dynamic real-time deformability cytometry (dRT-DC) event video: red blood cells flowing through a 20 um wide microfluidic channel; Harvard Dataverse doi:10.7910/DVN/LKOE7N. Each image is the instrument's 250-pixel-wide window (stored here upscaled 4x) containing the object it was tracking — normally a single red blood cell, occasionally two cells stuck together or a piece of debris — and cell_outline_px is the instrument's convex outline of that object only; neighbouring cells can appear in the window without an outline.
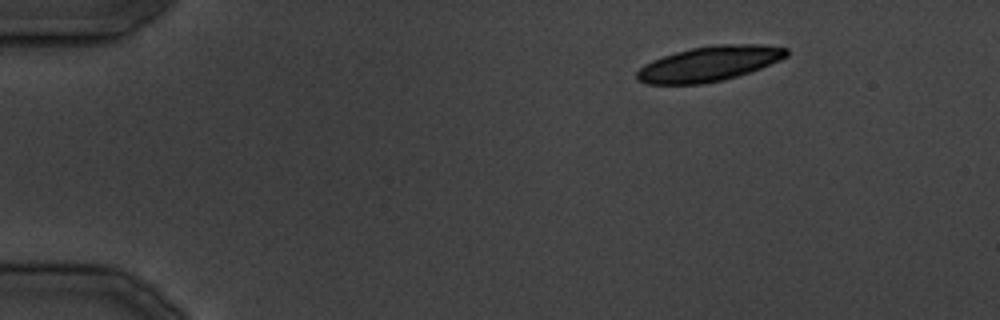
{"species": "common noctule bat (a hibernating species)", "species_latin": "Nyctalus noctula", "temperature_condition": "cold", "stored_images_in_passage": 31, "camera_frame_rate_fps": 3000, "um_per_image_px": 0.085, "animal": {"sex": "male", "body_mass_g": 19.5, "forearm_length_mm": 54.6}, "frame": {"image": 1, "passage_image": 1, "time_ms": 0.0, "image_size_px": [1000, 320], "cell_outline_px": [[788, 56], [780, 60], [760, 68], [724, 80], [700, 84], [644, 84], [636, 80], [636, 72], [644, 64], [652, 60], [676, 52], [692, 48], [712, 44], [760, 44], [788, 48]], "centroid_in_image_um": [60.27, 5.41], "position_along_channel_um": 24.7, "area_um2": 30.58}}
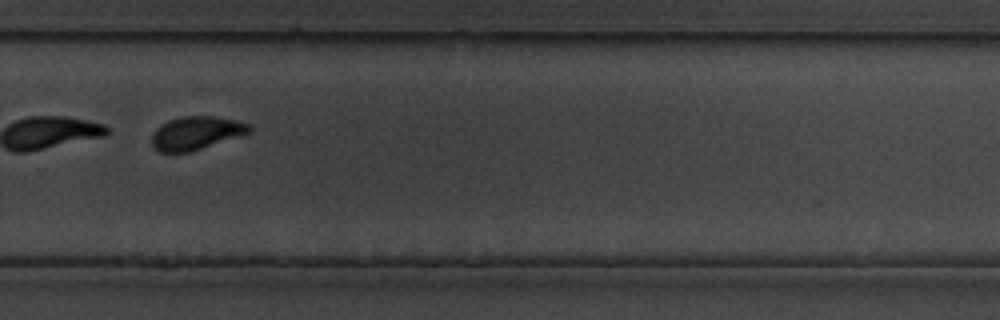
{"frame": {"image": 2, "passage_image": 21, "time_ms": 24.667, "image_size_px": [1000, 320], "cell_outline_px": [[252, 132], [188, 152], [160, 152], [152, 144], [152, 132], [160, 124], [168, 120], [184, 116], [212, 116], [236, 120], [248, 124], [252, 128]], "centroid_in_image_um": [16.65, 11.29], "position_along_channel_um": 313.1, "area_um2": 18.73}}